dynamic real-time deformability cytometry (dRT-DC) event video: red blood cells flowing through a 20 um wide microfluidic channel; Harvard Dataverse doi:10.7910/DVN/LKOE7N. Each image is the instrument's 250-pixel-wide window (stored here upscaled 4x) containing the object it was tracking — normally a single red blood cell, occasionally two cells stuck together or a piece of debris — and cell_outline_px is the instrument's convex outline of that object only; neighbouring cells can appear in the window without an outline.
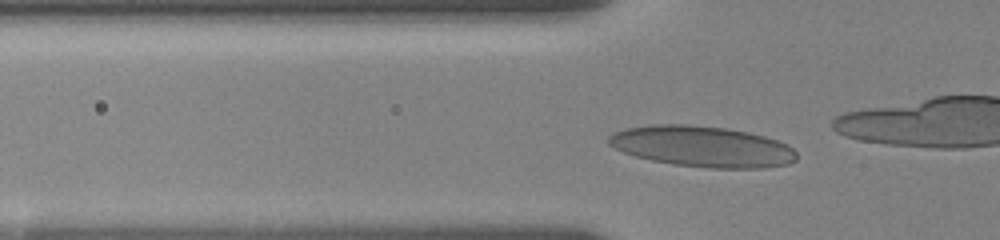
{"species": "human", "species_latin": "Homo sapiens", "temperature_condition": "room temperature", "stored_images_in_passage": 42, "camera_frame_rate_fps": 3000, "um_per_image_px": 0.085, "donor": {"sex": "female"}, "frame": {"image": 1, "passage_image": 15, "time_ms": 4.667, "image_size_px": [1000, 240], "cell_outline_px": [[796, 160], [788, 164], [764, 168], [712, 168], [676, 164], [652, 160], [636, 156], [624, 152], [608, 144], [608, 136], [616, 132], [628, 128], [652, 124], [688, 124], [724, 128], [748, 132], [764, 136], [788, 144], [796, 152]], "centroid_in_image_um": [59.72, 12.45], "position_along_channel_um": 66.1, "area_um2": 44.51}}
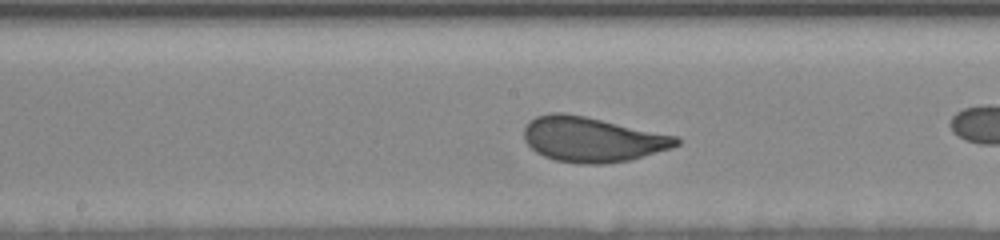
{"frame": {"image": 2, "passage_image": 26, "time_ms": 8.333, "image_size_px": [1000, 240], "cell_outline_px": [[680, 144], [672, 148], [628, 160], [604, 164], [576, 164], [556, 160], [544, 156], [536, 152], [524, 140], [524, 128], [536, 116], [552, 112], [560, 112], [584, 116], [676, 136], [680, 140]], "centroid_in_image_um": [50.32, 11.86], "position_along_channel_um": 197.9, "area_um2": 39.59}}
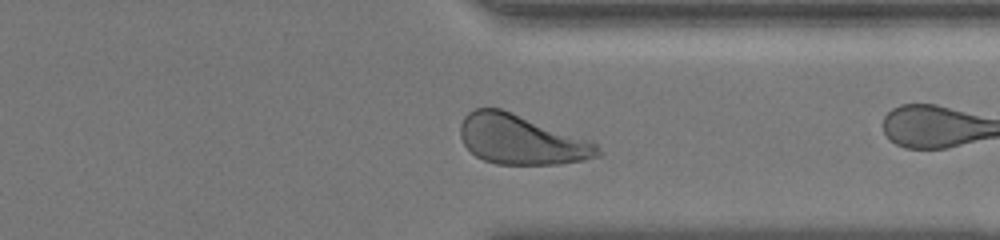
{"frame": {"image": 3, "passage_image": 40, "time_ms": 13.0, "image_size_px": [1000, 240], "cell_outline_px": [[600, 156], [584, 160], [560, 164], [496, 164], [484, 160], [476, 156], [464, 144], [460, 136], [460, 124], [464, 116], [468, 112], [476, 108], [500, 108], [512, 112], [588, 140], [596, 144], [600, 148]], "centroid_in_image_um": [44.27, 11.87], "position_along_channel_um": 367.1, "area_um2": 39.42}}